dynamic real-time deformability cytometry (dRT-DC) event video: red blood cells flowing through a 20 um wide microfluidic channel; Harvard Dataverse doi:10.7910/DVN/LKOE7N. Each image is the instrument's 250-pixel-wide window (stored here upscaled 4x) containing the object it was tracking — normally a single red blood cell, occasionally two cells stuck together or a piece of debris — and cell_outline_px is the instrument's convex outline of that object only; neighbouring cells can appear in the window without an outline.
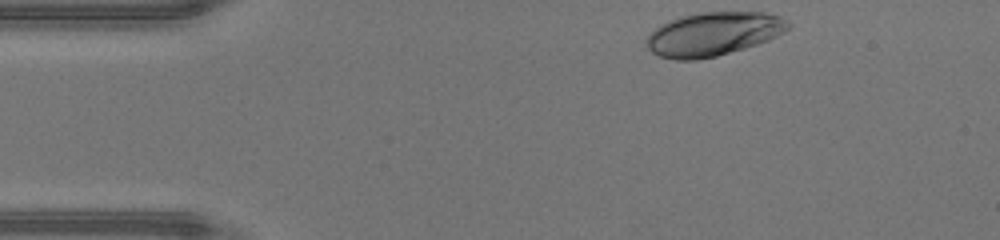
{"species": "human", "species_latin": "Homo sapiens", "temperature_condition": "warm", "stored_images_in_passage": 33, "camera_frame_rate_fps": 3000, "um_per_image_px": 0.085, "donor": {"sex": "male"}, "frame": {"image": 1, "passage_image": 1, "time_ms": 0.0, "image_size_px": [1000, 240], "cell_outline_px": [[792, 24], [784, 32], [768, 40], [744, 48], [716, 56], [696, 60], [676, 60], [660, 56], [652, 52], [648, 48], [644, 40], [660, 24], [668, 20], [680, 16], [700, 12], [764, 12], [780, 16], [788, 20]], "centroid_in_image_um": [60.62, 2.88], "position_along_channel_um": 24.4, "area_um2": 36.13}}
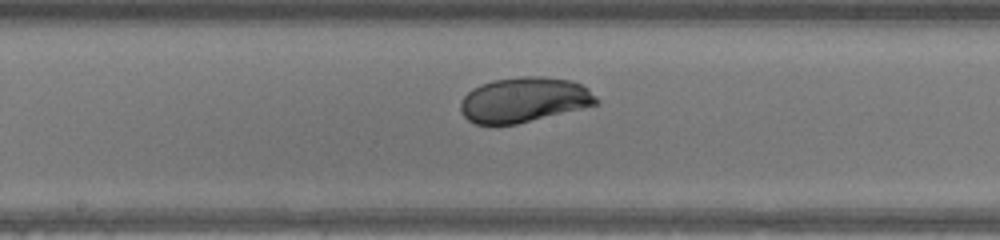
{"frame": {"image": 2, "passage_image": 18, "time_ms": 5.667, "image_size_px": [1000, 240], "cell_outline_px": [[600, 104], [516, 124], [476, 124], [468, 120], [460, 112], [460, 100], [472, 88], [480, 84], [492, 80], [520, 76], [540, 76], [572, 80], [588, 88], [600, 100]], "centroid_in_image_um": [44.55, 8.47], "position_along_channel_um": 203.7, "area_um2": 35.89}}
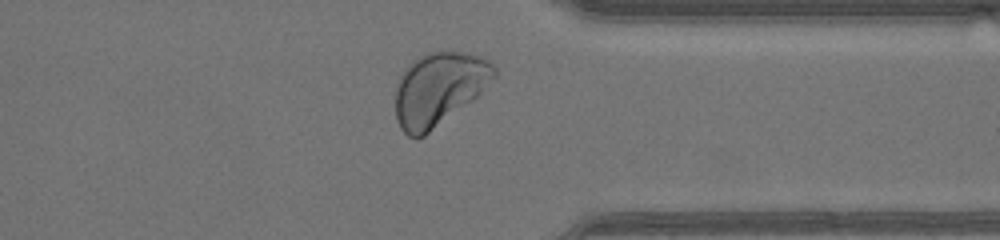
{"frame": {"image": 3, "passage_image": 30, "time_ms": 9.667, "image_size_px": [1000, 240], "cell_outline_px": [[496, 76], [472, 100], [424, 136], [416, 140], [408, 136], [400, 128], [396, 120], [396, 88], [400, 76], [404, 68], [412, 60], [424, 52], [460, 52], [476, 56], [488, 60], [496, 68]], "centroid_in_image_um": [37.26, 7.56], "position_along_channel_um": 374.1, "area_um2": 41.85}, "authors_computed_cell_mechanics": {"area_um2": 36.0094, "velocity_mm_per_s": 4.4071, "shape_relaxation_time_tau1_ms": 3.5616, "shape_relaxation_time_tau2_ms": null, "deformation_change_tau1": 0.1793, "deformation_change_tau2": null}}